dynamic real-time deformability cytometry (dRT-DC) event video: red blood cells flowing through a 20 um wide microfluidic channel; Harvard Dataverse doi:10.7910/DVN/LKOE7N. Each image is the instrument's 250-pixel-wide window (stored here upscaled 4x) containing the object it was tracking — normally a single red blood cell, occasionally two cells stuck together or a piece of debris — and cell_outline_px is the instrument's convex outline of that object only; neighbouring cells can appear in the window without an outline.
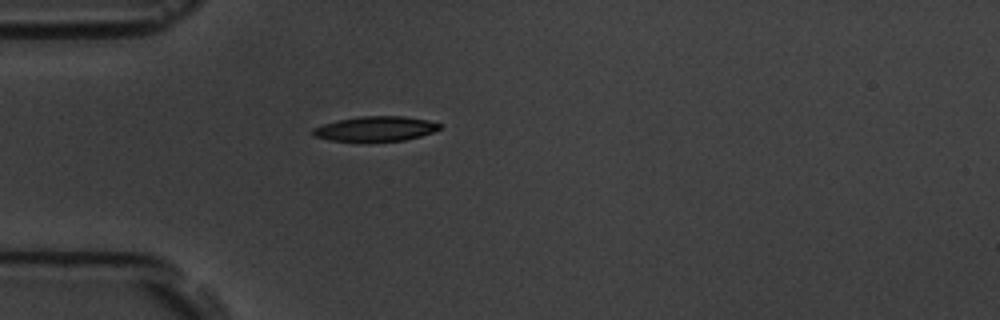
{"species": "common noctule bat (a hibernating species)", "species_latin": "Nyctalus noctula", "temperature_condition": "room temperature", "stored_images_in_passage": 1, "camera_frame_rate_fps": 3000, "um_per_image_px": 0.085, "animal": {"sex": "male", "body_mass_g": 19.5, "forearm_length_mm": 54.6}, "frame": {"image": 1, "passage_image": 1, "time_ms": 0.0, "image_size_px": [1000, 320], "cell_outline_px": [[440, 128], [432, 132], [420, 136], [404, 140], [328, 140], [312, 136], [312, 128], [324, 124], [340, 120], [360, 116], [404, 116], [428, 120], [440, 124]], "centroid_in_image_um": [31.9, 10.93], "position_along_channel_um": 53.1, "area_um2": 17.92}}